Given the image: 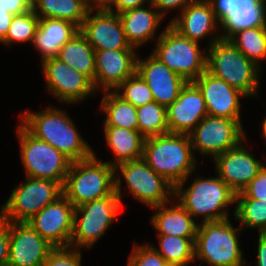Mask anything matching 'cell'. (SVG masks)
Masks as SVG:
<instances>
[{
	"label": "cell",
	"instance_id": "13",
	"mask_svg": "<svg viewBox=\"0 0 266 266\" xmlns=\"http://www.w3.org/2000/svg\"><path fill=\"white\" fill-rule=\"evenodd\" d=\"M47 90L60 102L73 104L95 94L93 82L57 57L41 62Z\"/></svg>",
	"mask_w": 266,
	"mask_h": 266
},
{
	"label": "cell",
	"instance_id": "5",
	"mask_svg": "<svg viewBox=\"0 0 266 266\" xmlns=\"http://www.w3.org/2000/svg\"><path fill=\"white\" fill-rule=\"evenodd\" d=\"M63 195L74 207L111 196L115 192V170L95 154L71 163L62 187Z\"/></svg>",
	"mask_w": 266,
	"mask_h": 266
},
{
	"label": "cell",
	"instance_id": "20",
	"mask_svg": "<svg viewBox=\"0 0 266 266\" xmlns=\"http://www.w3.org/2000/svg\"><path fill=\"white\" fill-rule=\"evenodd\" d=\"M242 144L214 158L217 175L235 193L241 192L264 167Z\"/></svg>",
	"mask_w": 266,
	"mask_h": 266
},
{
	"label": "cell",
	"instance_id": "40",
	"mask_svg": "<svg viewBox=\"0 0 266 266\" xmlns=\"http://www.w3.org/2000/svg\"><path fill=\"white\" fill-rule=\"evenodd\" d=\"M9 222L0 218V266H7L9 260Z\"/></svg>",
	"mask_w": 266,
	"mask_h": 266
},
{
	"label": "cell",
	"instance_id": "16",
	"mask_svg": "<svg viewBox=\"0 0 266 266\" xmlns=\"http://www.w3.org/2000/svg\"><path fill=\"white\" fill-rule=\"evenodd\" d=\"M7 266H42L54 248L28 222H9Z\"/></svg>",
	"mask_w": 266,
	"mask_h": 266
},
{
	"label": "cell",
	"instance_id": "22",
	"mask_svg": "<svg viewBox=\"0 0 266 266\" xmlns=\"http://www.w3.org/2000/svg\"><path fill=\"white\" fill-rule=\"evenodd\" d=\"M136 72L149 86L154 101L166 108L178 98L187 83L152 54L145 60L137 57Z\"/></svg>",
	"mask_w": 266,
	"mask_h": 266
},
{
	"label": "cell",
	"instance_id": "12",
	"mask_svg": "<svg viewBox=\"0 0 266 266\" xmlns=\"http://www.w3.org/2000/svg\"><path fill=\"white\" fill-rule=\"evenodd\" d=\"M243 129L237 120L207 115L189 134L193 151L215 158L244 142Z\"/></svg>",
	"mask_w": 266,
	"mask_h": 266
},
{
	"label": "cell",
	"instance_id": "37",
	"mask_svg": "<svg viewBox=\"0 0 266 266\" xmlns=\"http://www.w3.org/2000/svg\"><path fill=\"white\" fill-rule=\"evenodd\" d=\"M167 262L153 245L136 244L129 256L127 266H164Z\"/></svg>",
	"mask_w": 266,
	"mask_h": 266
},
{
	"label": "cell",
	"instance_id": "28",
	"mask_svg": "<svg viewBox=\"0 0 266 266\" xmlns=\"http://www.w3.org/2000/svg\"><path fill=\"white\" fill-rule=\"evenodd\" d=\"M57 58L94 82L95 50L80 31L61 47Z\"/></svg>",
	"mask_w": 266,
	"mask_h": 266
},
{
	"label": "cell",
	"instance_id": "15",
	"mask_svg": "<svg viewBox=\"0 0 266 266\" xmlns=\"http://www.w3.org/2000/svg\"><path fill=\"white\" fill-rule=\"evenodd\" d=\"M75 207L62 194L35 214L28 223L54 247L70 246Z\"/></svg>",
	"mask_w": 266,
	"mask_h": 266
},
{
	"label": "cell",
	"instance_id": "27",
	"mask_svg": "<svg viewBox=\"0 0 266 266\" xmlns=\"http://www.w3.org/2000/svg\"><path fill=\"white\" fill-rule=\"evenodd\" d=\"M104 135L108 147L115 155V160L108 162L111 166L140 159L143 157L144 137L138 130L122 127L104 126Z\"/></svg>",
	"mask_w": 266,
	"mask_h": 266
},
{
	"label": "cell",
	"instance_id": "21",
	"mask_svg": "<svg viewBox=\"0 0 266 266\" xmlns=\"http://www.w3.org/2000/svg\"><path fill=\"white\" fill-rule=\"evenodd\" d=\"M169 133L190 134L208 115L200 89L187 82L178 98L166 108Z\"/></svg>",
	"mask_w": 266,
	"mask_h": 266
},
{
	"label": "cell",
	"instance_id": "7",
	"mask_svg": "<svg viewBox=\"0 0 266 266\" xmlns=\"http://www.w3.org/2000/svg\"><path fill=\"white\" fill-rule=\"evenodd\" d=\"M120 180V177L115 174V192L111 196L75 207L70 246L77 249L92 247L112 222L116 221L123 197Z\"/></svg>",
	"mask_w": 266,
	"mask_h": 266
},
{
	"label": "cell",
	"instance_id": "41",
	"mask_svg": "<svg viewBox=\"0 0 266 266\" xmlns=\"http://www.w3.org/2000/svg\"><path fill=\"white\" fill-rule=\"evenodd\" d=\"M194 0H151L152 5L164 17L171 9H180V12Z\"/></svg>",
	"mask_w": 266,
	"mask_h": 266
},
{
	"label": "cell",
	"instance_id": "11",
	"mask_svg": "<svg viewBox=\"0 0 266 266\" xmlns=\"http://www.w3.org/2000/svg\"><path fill=\"white\" fill-rule=\"evenodd\" d=\"M114 170L115 174L121 171L128 190L136 200L151 207L166 204L171 198L173 200L175 187L157 174L143 158L120 163Z\"/></svg>",
	"mask_w": 266,
	"mask_h": 266
},
{
	"label": "cell",
	"instance_id": "32",
	"mask_svg": "<svg viewBox=\"0 0 266 266\" xmlns=\"http://www.w3.org/2000/svg\"><path fill=\"white\" fill-rule=\"evenodd\" d=\"M159 249L155 250L169 264L176 266H188L195 261V238H183L172 235H158Z\"/></svg>",
	"mask_w": 266,
	"mask_h": 266
},
{
	"label": "cell",
	"instance_id": "18",
	"mask_svg": "<svg viewBox=\"0 0 266 266\" xmlns=\"http://www.w3.org/2000/svg\"><path fill=\"white\" fill-rule=\"evenodd\" d=\"M135 49L95 51V90L114 91L136 72Z\"/></svg>",
	"mask_w": 266,
	"mask_h": 266
},
{
	"label": "cell",
	"instance_id": "3",
	"mask_svg": "<svg viewBox=\"0 0 266 266\" xmlns=\"http://www.w3.org/2000/svg\"><path fill=\"white\" fill-rule=\"evenodd\" d=\"M206 71L249 96H257L261 68L249 60L229 40L211 36Z\"/></svg>",
	"mask_w": 266,
	"mask_h": 266
},
{
	"label": "cell",
	"instance_id": "4",
	"mask_svg": "<svg viewBox=\"0 0 266 266\" xmlns=\"http://www.w3.org/2000/svg\"><path fill=\"white\" fill-rule=\"evenodd\" d=\"M186 181L180 182L174 198L191 214L202 216L203 222L227 219L229 205L236 203V194L219 176L196 179L184 189ZM178 197V198H177Z\"/></svg>",
	"mask_w": 266,
	"mask_h": 266
},
{
	"label": "cell",
	"instance_id": "2",
	"mask_svg": "<svg viewBox=\"0 0 266 266\" xmlns=\"http://www.w3.org/2000/svg\"><path fill=\"white\" fill-rule=\"evenodd\" d=\"M188 134L166 133L148 137L143 143V159L174 187L187 181L197 167Z\"/></svg>",
	"mask_w": 266,
	"mask_h": 266
},
{
	"label": "cell",
	"instance_id": "49",
	"mask_svg": "<svg viewBox=\"0 0 266 266\" xmlns=\"http://www.w3.org/2000/svg\"><path fill=\"white\" fill-rule=\"evenodd\" d=\"M164 266H176V265L166 263Z\"/></svg>",
	"mask_w": 266,
	"mask_h": 266
},
{
	"label": "cell",
	"instance_id": "46",
	"mask_svg": "<svg viewBox=\"0 0 266 266\" xmlns=\"http://www.w3.org/2000/svg\"><path fill=\"white\" fill-rule=\"evenodd\" d=\"M86 6L90 10H97L108 9L112 3V0H84ZM96 5V6H95Z\"/></svg>",
	"mask_w": 266,
	"mask_h": 266
},
{
	"label": "cell",
	"instance_id": "35",
	"mask_svg": "<svg viewBox=\"0 0 266 266\" xmlns=\"http://www.w3.org/2000/svg\"><path fill=\"white\" fill-rule=\"evenodd\" d=\"M39 17L35 14L33 8L23 14L14 15L8 29L6 37L1 41L9 46L14 41L18 43L33 42L36 29L39 23Z\"/></svg>",
	"mask_w": 266,
	"mask_h": 266
},
{
	"label": "cell",
	"instance_id": "23",
	"mask_svg": "<svg viewBox=\"0 0 266 266\" xmlns=\"http://www.w3.org/2000/svg\"><path fill=\"white\" fill-rule=\"evenodd\" d=\"M169 24L182 36L196 42L203 40L206 35L215 34L221 25L208 0H194Z\"/></svg>",
	"mask_w": 266,
	"mask_h": 266
},
{
	"label": "cell",
	"instance_id": "42",
	"mask_svg": "<svg viewBox=\"0 0 266 266\" xmlns=\"http://www.w3.org/2000/svg\"><path fill=\"white\" fill-rule=\"evenodd\" d=\"M0 6L13 15L23 14L32 9L30 0H0Z\"/></svg>",
	"mask_w": 266,
	"mask_h": 266
},
{
	"label": "cell",
	"instance_id": "31",
	"mask_svg": "<svg viewBox=\"0 0 266 266\" xmlns=\"http://www.w3.org/2000/svg\"><path fill=\"white\" fill-rule=\"evenodd\" d=\"M228 39L249 60L261 68L259 62L266 60V26L236 31Z\"/></svg>",
	"mask_w": 266,
	"mask_h": 266
},
{
	"label": "cell",
	"instance_id": "6",
	"mask_svg": "<svg viewBox=\"0 0 266 266\" xmlns=\"http://www.w3.org/2000/svg\"><path fill=\"white\" fill-rule=\"evenodd\" d=\"M243 229L234 228L229 218L218 221L199 223L194 241L195 260L205 261L210 266H243V253L240 249L237 232Z\"/></svg>",
	"mask_w": 266,
	"mask_h": 266
},
{
	"label": "cell",
	"instance_id": "30",
	"mask_svg": "<svg viewBox=\"0 0 266 266\" xmlns=\"http://www.w3.org/2000/svg\"><path fill=\"white\" fill-rule=\"evenodd\" d=\"M101 108L106 115L103 126L138 130L137 107L122 99L115 91H104Z\"/></svg>",
	"mask_w": 266,
	"mask_h": 266
},
{
	"label": "cell",
	"instance_id": "9",
	"mask_svg": "<svg viewBox=\"0 0 266 266\" xmlns=\"http://www.w3.org/2000/svg\"><path fill=\"white\" fill-rule=\"evenodd\" d=\"M17 134L26 176L54 180L63 187L72 161L50 144L31 135L21 124Z\"/></svg>",
	"mask_w": 266,
	"mask_h": 266
},
{
	"label": "cell",
	"instance_id": "24",
	"mask_svg": "<svg viewBox=\"0 0 266 266\" xmlns=\"http://www.w3.org/2000/svg\"><path fill=\"white\" fill-rule=\"evenodd\" d=\"M80 28L67 20L57 18H40L33 39L41 61L58 56L61 47L68 42Z\"/></svg>",
	"mask_w": 266,
	"mask_h": 266
},
{
	"label": "cell",
	"instance_id": "10",
	"mask_svg": "<svg viewBox=\"0 0 266 266\" xmlns=\"http://www.w3.org/2000/svg\"><path fill=\"white\" fill-rule=\"evenodd\" d=\"M62 194V186L57 181L27 177L2 205L0 218L8 222H28Z\"/></svg>",
	"mask_w": 266,
	"mask_h": 266
},
{
	"label": "cell",
	"instance_id": "48",
	"mask_svg": "<svg viewBox=\"0 0 266 266\" xmlns=\"http://www.w3.org/2000/svg\"><path fill=\"white\" fill-rule=\"evenodd\" d=\"M38 0H30L32 6L37 2Z\"/></svg>",
	"mask_w": 266,
	"mask_h": 266
},
{
	"label": "cell",
	"instance_id": "33",
	"mask_svg": "<svg viewBox=\"0 0 266 266\" xmlns=\"http://www.w3.org/2000/svg\"><path fill=\"white\" fill-rule=\"evenodd\" d=\"M138 131L144 138L169 133L166 107L151 102L137 107Z\"/></svg>",
	"mask_w": 266,
	"mask_h": 266
},
{
	"label": "cell",
	"instance_id": "44",
	"mask_svg": "<svg viewBox=\"0 0 266 266\" xmlns=\"http://www.w3.org/2000/svg\"><path fill=\"white\" fill-rule=\"evenodd\" d=\"M13 16L0 6V42L6 37Z\"/></svg>",
	"mask_w": 266,
	"mask_h": 266
},
{
	"label": "cell",
	"instance_id": "8",
	"mask_svg": "<svg viewBox=\"0 0 266 266\" xmlns=\"http://www.w3.org/2000/svg\"><path fill=\"white\" fill-rule=\"evenodd\" d=\"M153 56L187 82L195 81L206 71L207 55L199 42L182 36L170 24L161 31Z\"/></svg>",
	"mask_w": 266,
	"mask_h": 266
},
{
	"label": "cell",
	"instance_id": "43",
	"mask_svg": "<svg viewBox=\"0 0 266 266\" xmlns=\"http://www.w3.org/2000/svg\"><path fill=\"white\" fill-rule=\"evenodd\" d=\"M150 3L151 0H112L110 7L107 9L113 13L120 14L124 11L145 6V3ZM116 8H114V7ZM114 8V10H113Z\"/></svg>",
	"mask_w": 266,
	"mask_h": 266
},
{
	"label": "cell",
	"instance_id": "45",
	"mask_svg": "<svg viewBox=\"0 0 266 266\" xmlns=\"http://www.w3.org/2000/svg\"><path fill=\"white\" fill-rule=\"evenodd\" d=\"M258 248H257V265L266 266V232L259 233Z\"/></svg>",
	"mask_w": 266,
	"mask_h": 266
},
{
	"label": "cell",
	"instance_id": "47",
	"mask_svg": "<svg viewBox=\"0 0 266 266\" xmlns=\"http://www.w3.org/2000/svg\"><path fill=\"white\" fill-rule=\"evenodd\" d=\"M261 126H262L261 129L263 130L262 131L263 133H261V135H263V137H265V141H266V117L264 118Z\"/></svg>",
	"mask_w": 266,
	"mask_h": 266
},
{
	"label": "cell",
	"instance_id": "25",
	"mask_svg": "<svg viewBox=\"0 0 266 266\" xmlns=\"http://www.w3.org/2000/svg\"><path fill=\"white\" fill-rule=\"evenodd\" d=\"M148 6L149 9L141 6L118 14L126 39L135 49L144 43L146 44L148 40H152L161 20H163V16L156 11L151 2Z\"/></svg>",
	"mask_w": 266,
	"mask_h": 266
},
{
	"label": "cell",
	"instance_id": "14",
	"mask_svg": "<svg viewBox=\"0 0 266 266\" xmlns=\"http://www.w3.org/2000/svg\"><path fill=\"white\" fill-rule=\"evenodd\" d=\"M228 39L234 32L266 26V0H208Z\"/></svg>",
	"mask_w": 266,
	"mask_h": 266
},
{
	"label": "cell",
	"instance_id": "19",
	"mask_svg": "<svg viewBox=\"0 0 266 266\" xmlns=\"http://www.w3.org/2000/svg\"><path fill=\"white\" fill-rule=\"evenodd\" d=\"M193 83L202 93L208 115L237 120L241 123L240 97H246L244 93L208 71L202 73Z\"/></svg>",
	"mask_w": 266,
	"mask_h": 266
},
{
	"label": "cell",
	"instance_id": "38",
	"mask_svg": "<svg viewBox=\"0 0 266 266\" xmlns=\"http://www.w3.org/2000/svg\"><path fill=\"white\" fill-rule=\"evenodd\" d=\"M80 251L72 246L54 247L42 266H81Z\"/></svg>",
	"mask_w": 266,
	"mask_h": 266
},
{
	"label": "cell",
	"instance_id": "29",
	"mask_svg": "<svg viewBox=\"0 0 266 266\" xmlns=\"http://www.w3.org/2000/svg\"><path fill=\"white\" fill-rule=\"evenodd\" d=\"M32 8L39 18L64 19L79 28L90 10L84 0H38Z\"/></svg>",
	"mask_w": 266,
	"mask_h": 266
},
{
	"label": "cell",
	"instance_id": "39",
	"mask_svg": "<svg viewBox=\"0 0 266 266\" xmlns=\"http://www.w3.org/2000/svg\"><path fill=\"white\" fill-rule=\"evenodd\" d=\"M236 198H252L266 201V164L257 176L239 193Z\"/></svg>",
	"mask_w": 266,
	"mask_h": 266
},
{
	"label": "cell",
	"instance_id": "34",
	"mask_svg": "<svg viewBox=\"0 0 266 266\" xmlns=\"http://www.w3.org/2000/svg\"><path fill=\"white\" fill-rule=\"evenodd\" d=\"M234 217L240 227L259 228V233L266 232V201L252 198H236Z\"/></svg>",
	"mask_w": 266,
	"mask_h": 266
},
{
	"label": "cell",
	"instance_id": "1",
	"mask_svg": "<svg viewBox=\"0 0 266 266\" xmlns=\"http://www.w3.org/2000/svg\"><path fill=\"white\" fill-rule=\"evenodd\" d=\"M21 117V125L31 135L50 144L72 162L89 158L94 154L64 110L48 107L39 112L21 113Z\"/></svg>",
	"mask_w": 266,
	"mask_h": 266
},
{
	"label": "cell",
	"instance_id": "26",
	"mask_svg": "<svg viewBox=\"0 0 266 266\" xmlns=\"http://www.w3.org/2000/svg\"><path fill=\"white\" fill-rule=\"evenodd\" d=\"M175 201L177 203L173 201L171 207L167 206L168 203L152 207L157 210L156 214L151 216L153 227L158 231V235L195 238L199 224L177 200Z\"/></svg>",
	"mask_w": 266,
	"mask_h": 266
},
{
	"label": "cell",
	"instance_id": "17",
	"mask_svg": "<svg viewBox=\"0 0 266 266\" xmlns=\"http://www.w3.org/2000/svg\"><path fill=\"white\" fill-rule=\"evenodd\" d=\"M80 32L95 51L134 49L126 39L118 14L107 9L89 10Z\"/></svg>",
	"mask_w": 266,
	"mask_h": 266
},
{
	"label": "cell",
	"instance_id": "36",
	"mask_svg": "<svg viewBox=\"0 0 266 266\" xmlns=\"http://www.w3.org/2000/svg\"><path fill=\"white\" fill-rule=\"evenodd\" d=\"M114 91L118 96L135 107L154 102L149 86L137 72L127 78Z\"/></svg>",
	"mask_w": 266,
	"mask_h": 266
}]
</instances>
